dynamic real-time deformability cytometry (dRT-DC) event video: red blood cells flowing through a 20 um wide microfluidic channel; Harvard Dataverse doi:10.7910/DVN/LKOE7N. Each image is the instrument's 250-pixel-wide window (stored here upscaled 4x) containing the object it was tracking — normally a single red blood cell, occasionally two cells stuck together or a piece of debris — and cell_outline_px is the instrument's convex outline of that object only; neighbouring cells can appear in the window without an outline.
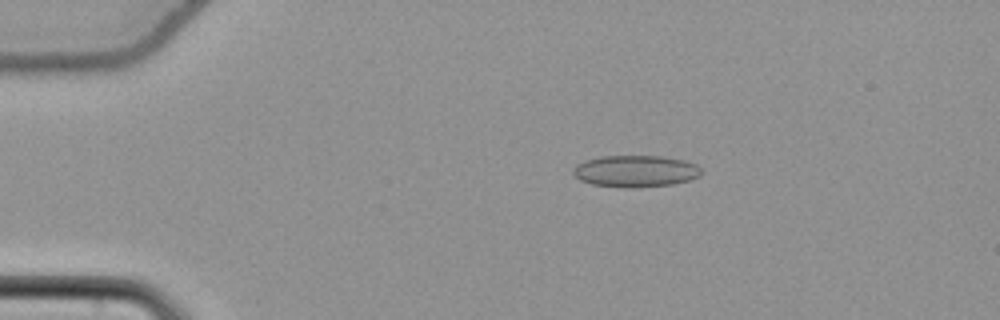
{"species": "common noctule bat (a hibernating species)", "species_latin": "Nyctalus noctula", "temperature_condition": "cold", "stored_images_in_passage": 24, "camera_frame_rate_fps": 3000, "um_per_image_px": 0.085, "animal": {"sex": "female", "body_mass_g": 22.7, "forearm_length_mm": 54.2}, "frame": {"image": 1, "passage_image": 1, "time_ms": 0.0, "image_size_px": [1000, 320], "cell_outline_px": [[704, 172], [700, 176], [688, 180], [672, 184], [628, 188], [624, 188], [592, 184], [580, 180], [572, 172], [572, 168], [576, 164], [584, 160], [600, 156], [660, 156], [684, 160], [696, 164]], "centroid_in_image_um": [54.0, 14.54], "position_along_channel_um": 31.0, "area_um2": 23.81}}
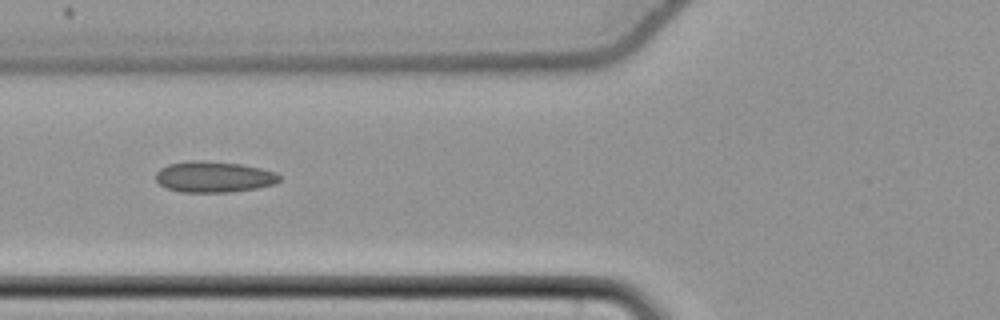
{"frame": {"image": 2, "passage_image": 12, "time_ms": 3.667, "image_size_px": [1000, 320], "cell_outline_px": [[280, 180], [276, 184], [256, 188], [228, 192], [180, 192], [168, 188], [160, 184], [156, 180], [156, 172], [160, 168], [168, 164], [192, 160], [200, 160], [240, 164], [260, 168], [276, 172], [280, 176]], "centroid_in_image_um": [18.18, 15.03], "position_along_channel_um": 107.6, "area_um2": 22.31}}
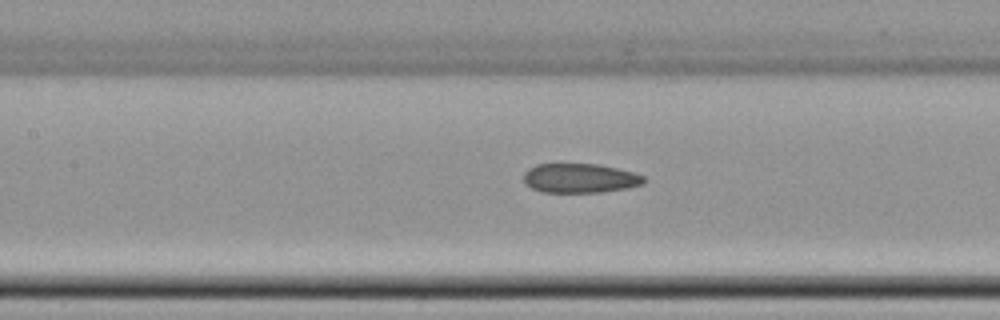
{"frame": {"image": 3, "passage_image": 16, "time_ms": 5.0, "image_size_px": [1000, 320], "cell_outline_px": [[648, 180], [644, 184], [628, 188], [600, 192], [540, 192], [524, 184], [524, 172], [528, 168], [536, 164], [600, 164], [632, 172], [644, 176]], "centroid_in_image_um": [49.3, 15.15], "position_along_channel_um": 158.1, "area_um2": 20.75}}